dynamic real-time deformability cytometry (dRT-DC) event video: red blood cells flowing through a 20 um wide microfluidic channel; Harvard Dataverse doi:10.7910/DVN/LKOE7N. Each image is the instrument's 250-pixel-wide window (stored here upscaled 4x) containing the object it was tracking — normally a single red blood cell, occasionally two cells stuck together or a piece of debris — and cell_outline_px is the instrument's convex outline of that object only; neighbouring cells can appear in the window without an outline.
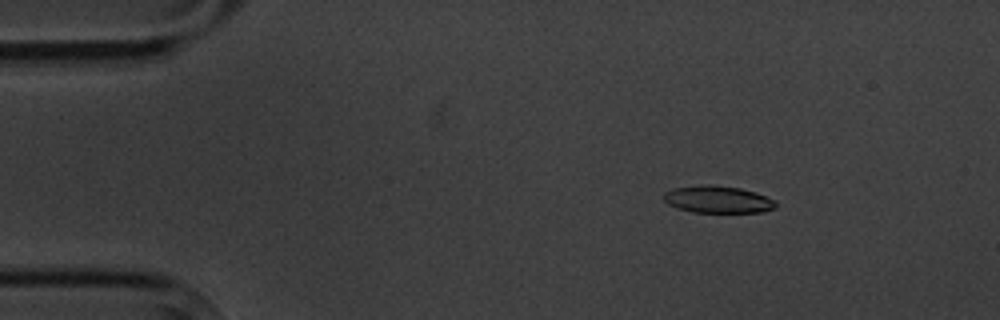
{"species": "common noctule bat (a hibernating species)", "species_latin": "Nyctalus noctula", "temperature_condition": "cold", "stored_images_in_passage": 4, "camera_frame_rate_fps": 3000, "um_per_image_px": 0.085, "animal": {"sex": "male", "body_mass_g": 20.1, "forearm_length_mm": 53.5}, "frame": {"image": 1, "passage_image": 2, "time_ms": 1.0, "image_size_px": [1000, 320], "cell_outline_px": [[776, 208], [764, 212], [692, 212], [668, 204], [664, 200], [664, 192], [672, 188], [704, 184], [712, 184], [740, 188], [756, 192], [776, 200]], "centroid_in_image_um": [61.04, 16.94], "position_along_channel_um": 24.0, "area_um2": 17.86}}